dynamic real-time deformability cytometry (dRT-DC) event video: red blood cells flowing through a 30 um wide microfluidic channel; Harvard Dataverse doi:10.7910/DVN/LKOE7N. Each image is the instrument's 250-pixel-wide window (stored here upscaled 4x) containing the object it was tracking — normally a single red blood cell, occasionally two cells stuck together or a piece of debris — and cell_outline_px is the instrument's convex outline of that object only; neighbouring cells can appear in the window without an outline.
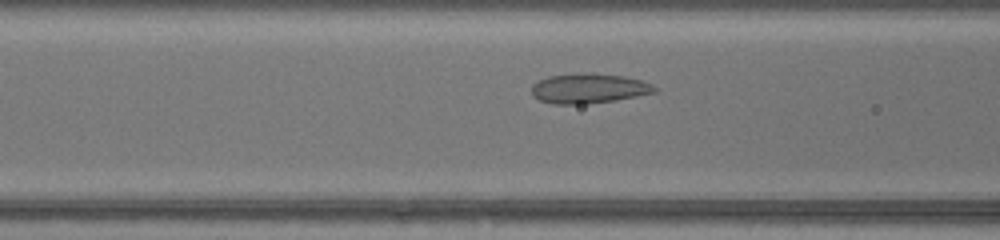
{"species": "common noctule bat (a hibernating species)", "species_latin": "Nyctalus noctula", "temperature_condition": "warm", "stored_images_in_passage": 36, "camera_frame_rate_fps": 3000, "um_per_image_px": 0.085, "animal": {"sex": "female", "body_mass_g": 17.0, "forearm_length_mm": 48.0}, "frame": {"image": 1, "passage_image": 11, "time_ms": 3.333, "image_size_px": [1000, 240], "cell_outline_px": [[656, 92], [636, 96], [612, 100], [584, 104], [556, 104], [540, 100], [532, 96], [532, 84], [548, 76], [580, 72], [584, 72], [624, 76], [640, 80], [652, 84], [656, 88]], "centroid_in_image_um": [50.01, 7.5], "position_along_channel_um": 116.6, "area_um2": 21.27}}
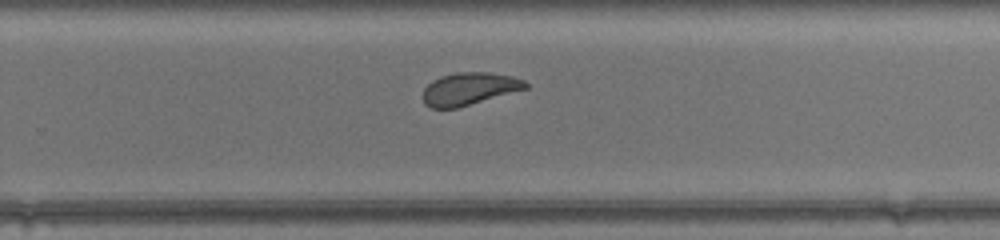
{"frame": {"image": 2, "passage_image": 23, "time_ms": 7.333, "image_size_px": [1000, 240], "cell_outline_px": [[528, 88], [456, 108], [432, 108], [424, 104], [424, 88], [432, 80], [440, 76], [456, 72], [488, 72], [512, 76], [524, 80], [528, 84]], "centroid_in_image_um": [39.88, 7.53], "position_along_channel_um": 289.9, "area_um2": 19.31}}
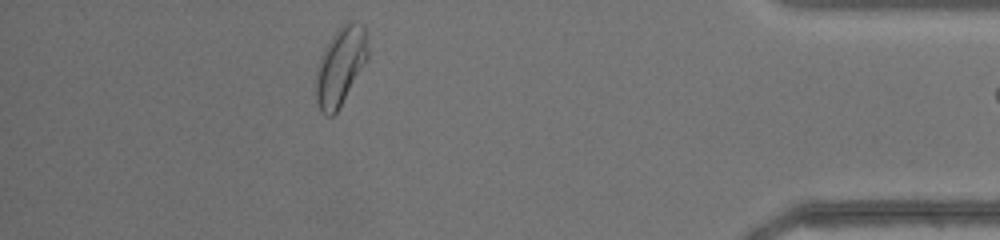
{"frame": {"image": 3, "passage_image": 34, "time_ms": 11.0, "image_size_px": [1000, 240], "cell_outline_px": [[368, 56], [336, 112], [332, 116], [324, 116], [320, 112], [316, 100], [316, 72], [320, 56], [332, 36], [348, 20], [352, 20], [364, 24], [368, 48]], "centroid_in_image_um": [28.92, 5.6], "position_along_channel_um": 406.3, "area_um2": 23.18}, "authors_computed_cell_mechanics": {"area_um2": 21.0103, "velocity_mm_per_s": 4.3406, "shape_relaxation_time_tau1_ms": 7.7322, "shape_relaxation_time_tau2_ms": 1.003, "deformation_change_tau1": 0.1747, "deformation_change_tau2": 0.0733}}